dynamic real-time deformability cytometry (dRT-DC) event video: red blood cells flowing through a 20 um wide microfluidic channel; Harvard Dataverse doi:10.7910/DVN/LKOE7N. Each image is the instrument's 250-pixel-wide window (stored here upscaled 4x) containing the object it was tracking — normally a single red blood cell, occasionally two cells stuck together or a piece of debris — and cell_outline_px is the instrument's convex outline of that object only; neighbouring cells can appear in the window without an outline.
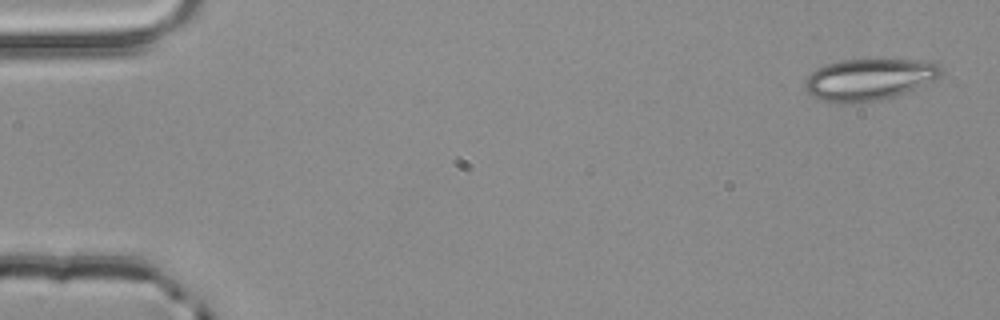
{"species": "common noctule bat (a hibernating species)", "species_latin": "Nyctalus noctula", "temperature_condition": "room temperature", "stored_images_in_passage": 5, "segment_of_instrument_passage": [1, 2], "camera_frame_rate_fps": 3000, "um_per_image_px": 0.085, "animal": {"sex": "male", "body_mass_g": 20.4}, "frame": {"image": 1, "passage_image": 1, "time_ms": 0.0, "image_size_px": [1000, 320], "cell_outline_px": [[944, 72], [940, 76], [904, 92], [892, 96], [876, 100], [820, 100], [812, 96], [804, 88], [804, 80], [816, 68], [840, 60], [920, 60], [940, 64], [944, 68]], "centroid_in_image_um": [73.87, 6.7], "position_along_channel_um": 11.1, "area_um2": 31.85}}